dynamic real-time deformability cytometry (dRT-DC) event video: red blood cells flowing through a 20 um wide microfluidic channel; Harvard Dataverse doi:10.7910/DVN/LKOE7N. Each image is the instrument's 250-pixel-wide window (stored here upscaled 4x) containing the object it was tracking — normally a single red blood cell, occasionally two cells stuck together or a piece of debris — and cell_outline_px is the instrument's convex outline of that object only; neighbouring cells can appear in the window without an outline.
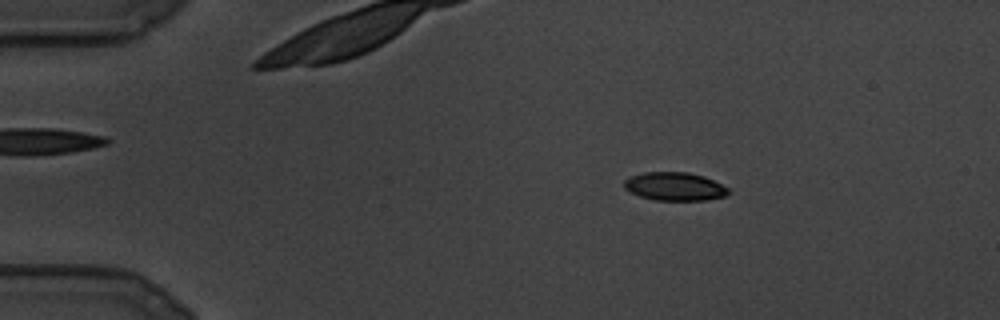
{"species": "common noctule bat (a hibernating species)", "species_latin": "Nyctalus noctula", "temperature_condition": "cold", "stored_images_in_passage": 94, "camera_frame_rate_fps": 3000, "um_per_image_px": 0.085, "animal": {"sex": "male", "body_mass_g": 19.5, "forearm_length_mm": 54.6}, "frame": {"image": 1, "passage_image": 3, "time_ms": 0.667, "image_size_px": [1000, 320], "cell_outline_px": [[732, 192], [724, 196], [704, 200], [656, 200], [640, 196], [624, 188], [624, 180], [628, 176], [644, 172], [688, 172], [704, 176], [728, 188]], "centroid_in_image_um": [57.33, 15.84], "position_along_channel_um": 27.7, "area_um2": 17.17}}
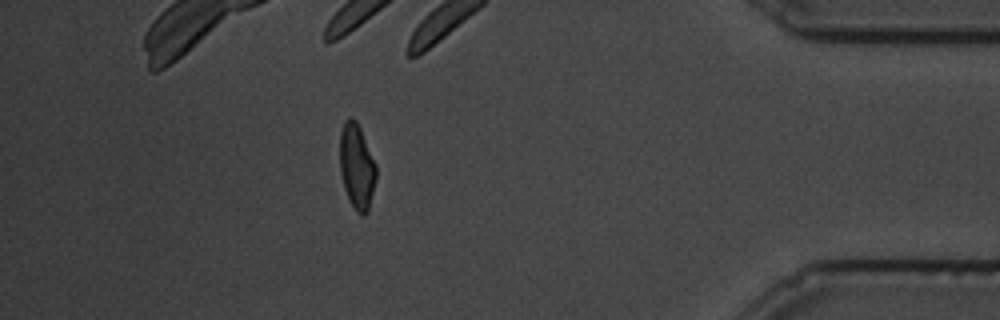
{"frame": {"image": 2, "passage_image": 81, "time_ms": 26.667, "image_size_px": [1000, 320], "cell_outline_px": [[376, 180], [368, 212], [360, 216], [356, 212], [344, 188], [340, 172], [340, 132], [344, 120], [348, 116], [352, 116], [356, 120], [360, 128], [376, 164]], "centroid_in_image_um": [30.32, 14.12], "position_along_channel_um": 404.9, "area_um2": 18.15}}